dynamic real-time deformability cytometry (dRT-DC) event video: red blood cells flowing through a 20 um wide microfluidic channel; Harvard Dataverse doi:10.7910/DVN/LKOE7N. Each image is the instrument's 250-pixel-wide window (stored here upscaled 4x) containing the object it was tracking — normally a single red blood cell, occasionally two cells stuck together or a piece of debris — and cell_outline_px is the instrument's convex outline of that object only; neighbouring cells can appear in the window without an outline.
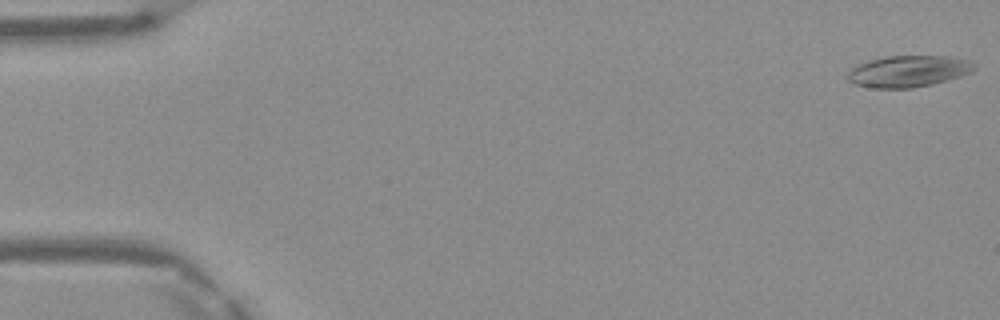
{"species": "Egyptian fruit bat (a non-hibernating species)", "species_latin": "Rousettus aegyptiacus", "temperature_condition": "warm", "stored_images_in_passage": 49, "camera_frame_rate_fps": 3000, "um_per_image_px": 0.085, "frame": {"image": 1, "passage_image": 1, "time_ms": 0.0, "image_size_px": [1000, 320], "cell_outline_px": [[976, 68], [972, 72], [960, 76], [932, 84], [912, 88], [872, 88], [856, 84], [848, 80], [848, 72], [852, 68], [868, 60], [884, 56], [948, 56], [968, 60], [976, 64]], "centroid_in_image_um": [77.23, 6.05], "position_along_channel_um": 7.8, "area_um2": 23.18}}
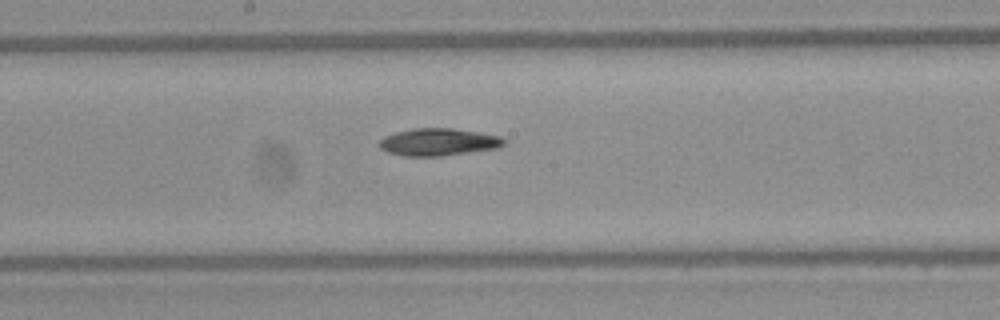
{"frame": {"image": 2, "passage_image": 26, "time_ms": 8.333, "image_size_px": [1000, 320], "cell_outline_px": [[504, 144], [500, 148], [440, 156], [404, 156], [388, 152], [380, 148], [380, 140], [384, 136], [396, 132], [412, 128], [452, 128], [480, 132], [500, 136], [504, 140]], "centroid_in_image_um": [37.27, 12.07], "position_along_channel_um": 210.9, "area_um2": 19.88}}
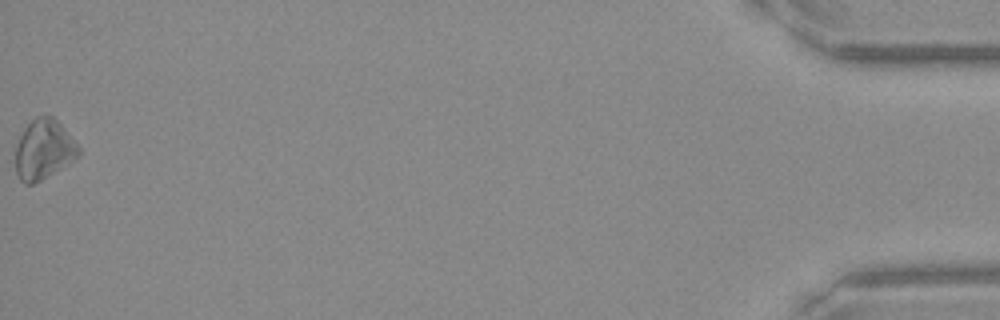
{"frame": {"image": 3, "passage_image": 49, "time_ms": 16.0, "image_size_px": [1000, 320], "cell_outline_px": [[80, 156], [40, 180], [32, 184], [24, 184], [20, 180], [16, 172], [16, 144], [24, 128], [36, 116], [52, 116], [60, 124], [80, 148]], "centroid_in_image_um": [3.7, 12.71], "position_along_channel_um": 431.5, "area_um2": 21.62}, "authors_computed_cell_mechanics": {"area_um2": 20.1144, "velocity_mm_per_s": 4.1632, "shape_relaxation_time_tau1_ms": 3.7968, "shape_relaxation_time_tau2_ms": null, "deformation_change_tau1": 0.1034, "deformation_change_tau2": null}}